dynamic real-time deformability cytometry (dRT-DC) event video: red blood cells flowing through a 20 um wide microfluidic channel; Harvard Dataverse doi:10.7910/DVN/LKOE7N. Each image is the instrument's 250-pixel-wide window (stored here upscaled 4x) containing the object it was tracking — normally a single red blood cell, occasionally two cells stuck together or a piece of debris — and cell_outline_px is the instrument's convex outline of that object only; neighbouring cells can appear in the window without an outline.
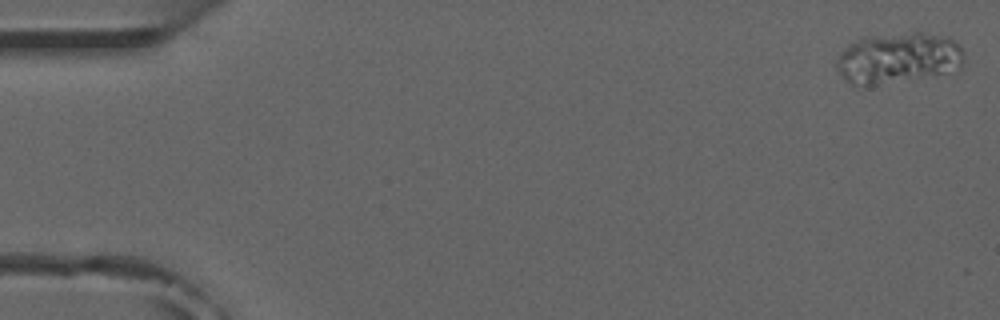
{"species": "common noctule bat (a hibernating species)", "species_latin": "Nyctalus noctula", "temperature_condition": "room temperature", "stored_images_in_passage": 41, "camera_frame_rate_fps": 3000, "um_per_image_px": 0.085, "animal": {"sex": "male", "forearm_length_mm": 52.5}, "frame": {"image": 1, "passage_image": 1, "time_ms": 0.0, "image_size_px": [1000, 320], "cell_outline_px": [[964, 60], [960, 68], [944, 72], [876, 84], [852, 84], [836, 68], [836, 60], [840, 52], [856, 40], [864, 36], [912, 32], [924, 32], [948, 36], [964, 52]], "centroid_in_image_um": [76.35, 4.87], "position_along_channel_um": 8.7, "area_um2": 36.93}}
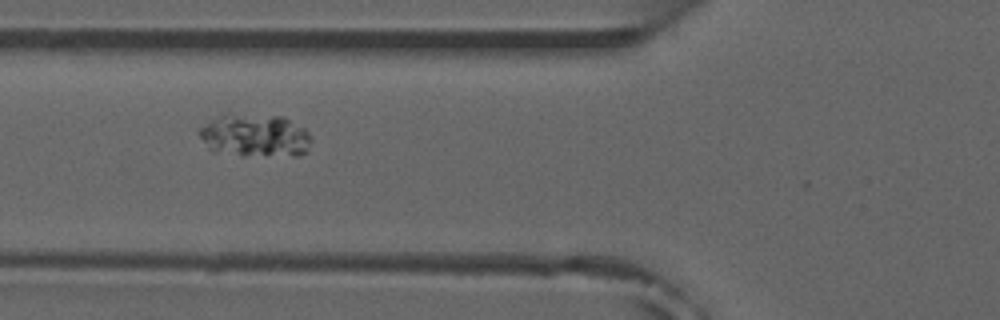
{"frame": {"image": 2, "passage_image": 20, "time_ms": 6.333, "image_size_px": [1000, 320], "cell_outline_px": [[312, 140], [308, 152], [300, 156], [240, 156], [212, 152], [208, 148], [196, 132], [200, 128], [212, 120], [228, 112], [280, 116], [304, 128], [312, 136]], "centroid_in_image_um": [21.68, 11.54], "position_along_channel_um": 104.1, "area_um2": 28.84}}
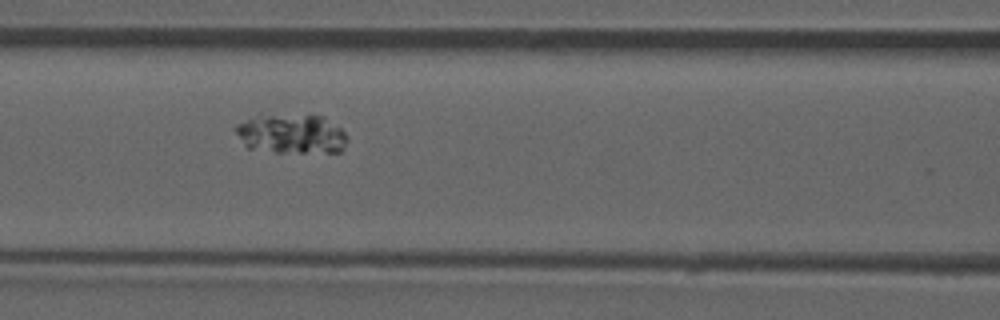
{"frame": {"image": 3, "passage_image": 23, "time_ms": 7.333, "image_size_px": [1000, 320], "cell_outline_px": [[348, 140], [344, 148], [340, 152], [276, 152], [248, 148], [244, 144], [232, 128], [236, 124], [248, 120], [272, 116], [324, 116], [340, 128], [344, 132]], "centroid_in_image_um": [24.81, 11.42], "position_along_channel_um": 141.8, "area_um2": 25.09}}